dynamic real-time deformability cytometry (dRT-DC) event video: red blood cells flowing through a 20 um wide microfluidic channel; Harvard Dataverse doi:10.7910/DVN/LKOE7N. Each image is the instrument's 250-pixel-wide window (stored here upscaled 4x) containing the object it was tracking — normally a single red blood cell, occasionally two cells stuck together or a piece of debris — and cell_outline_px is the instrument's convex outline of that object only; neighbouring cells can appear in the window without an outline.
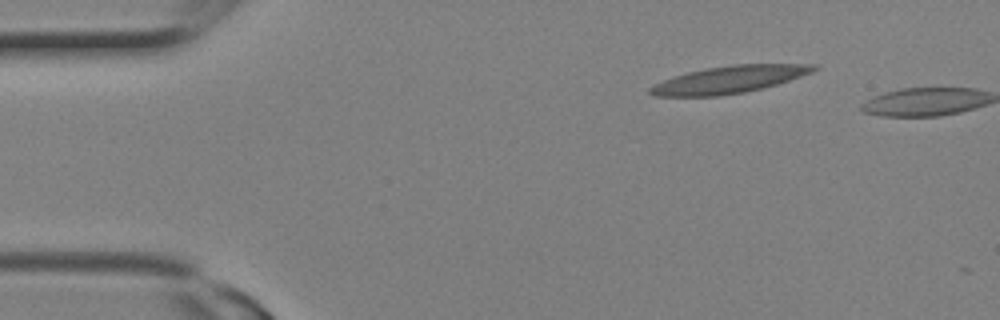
{"species": "Egyptian fruit bat (a non-hibernating species)", "species_latin": "Rousettus aegyptiacus", "temperature_condition": "room temperature", "stored_images_in_passage": 2, "camera_frame_rate_fps": 3000, "um_per_image_px": 0.085, "animal": {"sex": "female"}, "frame": {"image": 1, "passage_image": 1, "time_ms": 0.0, "image_size_px": [1000, 320], "cell_outline_px": [[820, 68], [812, 72], [776, 84], [744, 92], [720, 96], [652, 96], [648, 92], [648, 88], [652, 84], [672, 76], [704, 68], [732, 64], [820, 64]], "centroid_in_image_um": [61.93, 6.75], "position_along_channel_um": 23.1, "area_um2": 26.13}}